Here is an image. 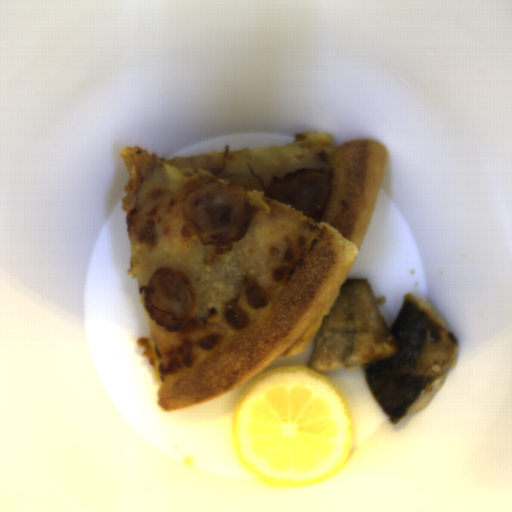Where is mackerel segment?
Instances as JSON below:
<instances>
[{
    "label": "mackerel segment",
    "mask_w": 512,
    "mask_h": 512,
    "mask_svg": "<svg viewBox=\"0 0 512 512\" xmlns=\"http://www.w3.org/2000/svg\"><path fill=\"white\" fill-rule=\"evenodd\" d=\"M460 343L437 310L413 294L388 327L366 278L342 282L321 326L307 367L319 373L363 369L364 380L389 423L421 412L456 366Z\"/></svg>",
    "instance_id": "obj_1"
}]
</instances>
